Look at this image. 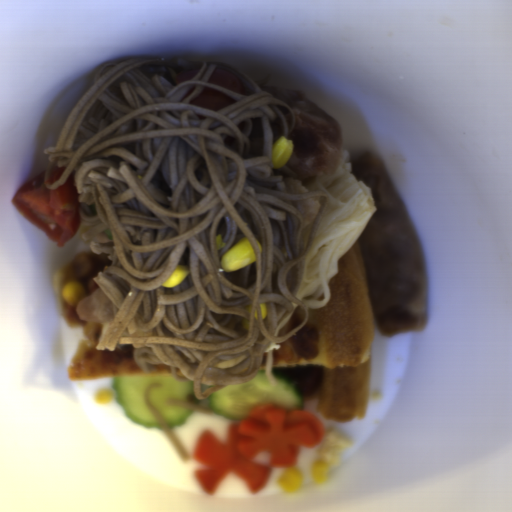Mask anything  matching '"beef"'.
Segmentation results:
<instances>
[{
    "instance_id": "33117281",
    "label": "beef",
    "mask_w": 512,
    "mask_h": 512,
    "mask_svg": "<svg viewBox=\"0 0 512 512\" xmlns=\"http://www.w3.org/2000/svg\"><path fill=\"white\" fill-rule=\"evenodd\" d=\"M350 173L364 182L377 209L358 237L372 319L386 337L428 325L424 256L405 202L374 153L350 157Z\"/></svg>"
},
{
    "instance_id": "835553da",
    "label": "beef",
    "mask_w": 512,
    "mask_h": 512,
    "mask_svg": "<svg viewBox=\"0 0 512 512\" xmlns=\"http://www.w3.org/2000/svg\"><path fill=\"white\" fill-rule=\"evenodd\" d=\"M261 89L291 106L295 117L288 138L292 153L277 170L302 180L335 170L344 151L340 127L299 88L262 84Z\"/></svg>"
}]
</instances>
